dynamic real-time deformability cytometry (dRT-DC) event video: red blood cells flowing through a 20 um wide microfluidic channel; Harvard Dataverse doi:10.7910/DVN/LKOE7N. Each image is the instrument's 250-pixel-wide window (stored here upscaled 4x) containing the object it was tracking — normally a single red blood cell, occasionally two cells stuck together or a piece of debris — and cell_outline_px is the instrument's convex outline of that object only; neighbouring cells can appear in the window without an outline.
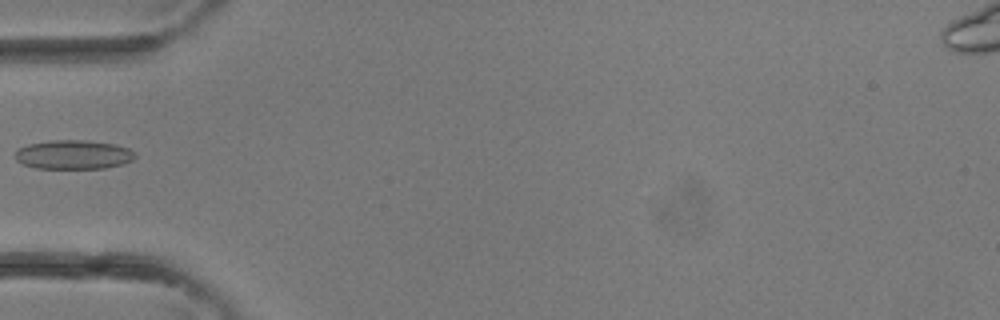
{"species": "common noctule bat (a hibernating species)", "species_latin": "Nyctalus noctula", "temperature_condition": "room temperature", "stored_images_in_passage": 2, "camera_frame_rate_fps": 3000, "um_per_image_px": 0.085, "animal": {"sex": "female"}, "frame": {"image": 1, "passage_image": 2, "time_ms": 0.333, "image_size_px": [1000, 320], "cell_outline_px": [[136, 156], [132, 160], [124, 164], [104, 168], [36, 168], [24, 164], [16, 160], [16, 152], [20, 148], [28, 144], [52, 140], [88, 140], [116, 144], [128, 148], [136, 152]], "centroid_in_image_um": [6.3, 13.13], "position_along_channel_um": 78.7, "area_um2": 20.35}}